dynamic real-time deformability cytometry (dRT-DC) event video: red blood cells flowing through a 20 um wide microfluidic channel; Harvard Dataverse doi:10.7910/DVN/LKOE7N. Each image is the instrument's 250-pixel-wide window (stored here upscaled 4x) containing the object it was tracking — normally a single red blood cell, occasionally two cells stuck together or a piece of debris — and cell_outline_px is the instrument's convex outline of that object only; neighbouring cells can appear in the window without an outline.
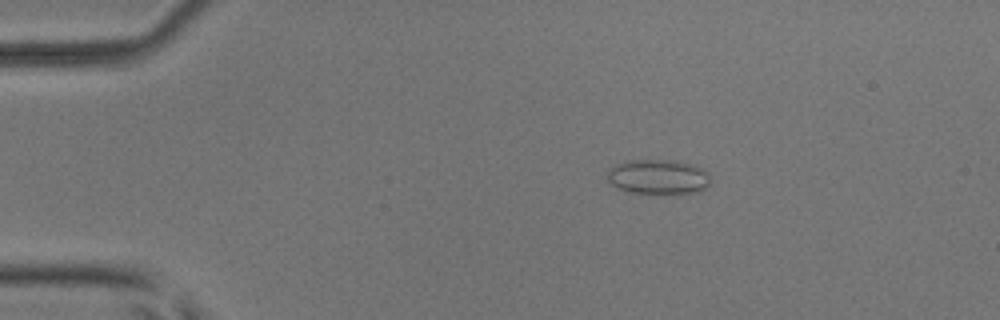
{"species": "common noctule bat (a hibernating species)", "species_latin": "Nyctalus noctula", "temperature_condition": "room temperature", "stored_images_in_passage": 37, "camera_frame_rate_fps": 3000, "um_per_image_px": 0.085, "animal": {"sex": "male", "body_mass_g": 17.9, "forearm_length_mm": 54.2}, "frame": {"image": 1, "passage_image": 2, "time_ms": 0.333, "image_size_px": [1000, 320], "cell_outline_px": [[708, 184], [700, 192], [676, 196], [628, 192], [612, 184], [608, 180], [608, 172], [616, 164], [628, 160], [672, 160], [692, 164], [708, 172]], "centroid_in_image_um": [55.98, 15.07], "position_along_channel_um": 29.0, "area_um2": 21.33}}
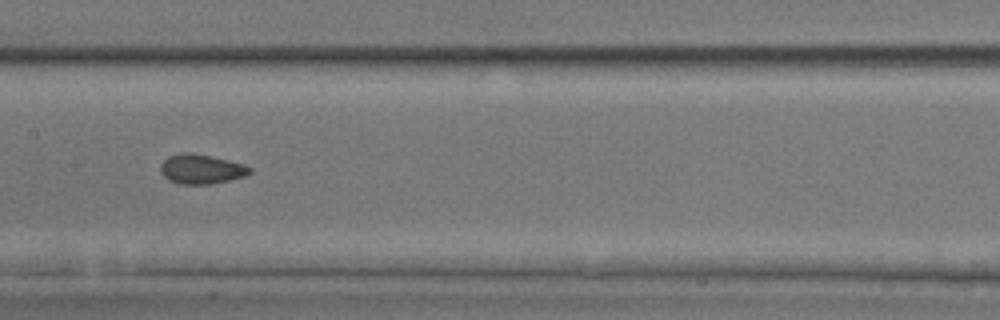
{"frame": {"image": 2, "passage_image": 19, "time_ms": 6.0, "image_size_px": [1000, 320], "cell_outline_px": [[252, 172], [244, 176], [212, 184], [180, 184], [168, 180], [160, 172], [160, 164], [168, 156], [180, 152], [192, 152], [228, 160], [244, 164], [252, 168]], "centroid_in_image_um": [17.08, 14.36], "position_along_channel_um": 190.3, "area_um2": 15.49}}
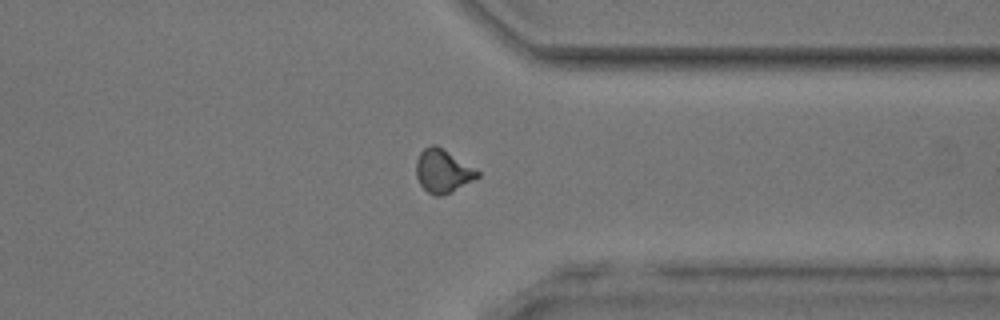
{"frame": {"image": 3, "passage_image": 33, "time_ms": 10.667, "image_size_px": [1000, 320], "cell_outline_px": [[480, 176], [452, 192], [440, 196], [432, 196], [420, 184], [416, 176], [416, 160], [420, 152], [424, 148], [432, 144], [436, 144], [480, 172]], "centroid_in_image_um": [37.61, 14.55], "position_along_channel_um": 373.8, "area_um2": 15.37}, "authors_computed_cell_mechanics": {"area_um2": 15.317, "velocity_mm_per_s": 3.9671, "shape_relaxation_time_tau1_ms": null, "shape_relaxation_time_tau2_ms": 1.8935, "deformation_change_tau1": null, "deformation_change_tau2": 0.0589}}